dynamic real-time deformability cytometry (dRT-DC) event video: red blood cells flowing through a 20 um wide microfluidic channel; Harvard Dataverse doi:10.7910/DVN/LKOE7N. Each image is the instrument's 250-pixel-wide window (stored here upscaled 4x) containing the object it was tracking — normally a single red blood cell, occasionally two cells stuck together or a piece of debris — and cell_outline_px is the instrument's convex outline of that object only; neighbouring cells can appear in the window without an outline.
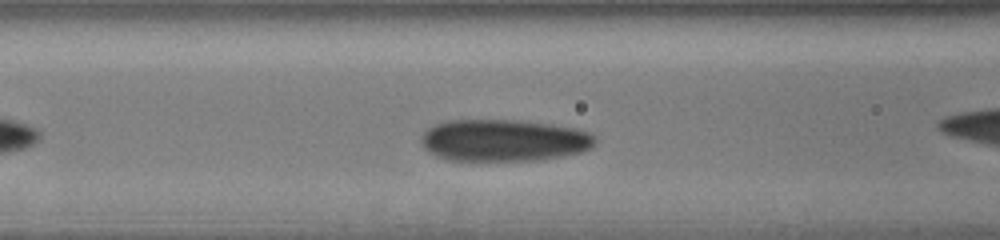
{"species": "human", "species_latin": "Homo sapiens", "temperature_condition": "cold", "stored_images_in_passage": 39, "camera_frame_rate_fps": 3000, "um_per_image_px": 0.085, "donor": {"sex": "male"}, "frame": {"image": 1, "passage_image": 17, "time_ms": 5.333, "image_size_px": [1000, 240], "cell_outline_px": [[596, 144], [592, 148], [584, 152], [564, 156], [540, 160], [448, 160], [436, 156], [428, 152], [424, 148], [420, 140], [420, 136], [432, 124], [444, 120], [520, 120], [552, 124], [576, 128], [588, 132], [596, 136]], "centroid_in_image_um": [42.83, 11.92], "position_along_channel_um": 123.8, "area_um2": 43.18}}
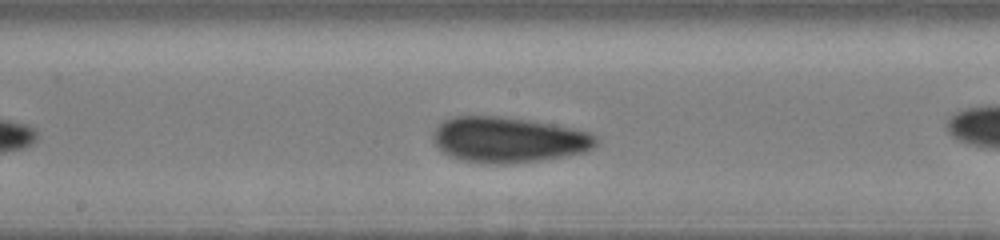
{"frame": {"image": 2, "passage_image": 22, "time_ms": 7.0, "image_size_px": [1000, 240], "cell_outline_px": [[600, 140], [592, 148], [584, 152], [564, 156], [540, 160], [508, 164], [484, 164], [460, 160], [448, 156], [436, 144], [432, 136], [432, 132], [444, 120], [456, 116], [500, 116], [528, 120], [552, 124], [592, 132]], "centroid_in_image_um": [43.22, 11.88], "position_along_channel_um": 205.0, "area_um2": 43.47}}
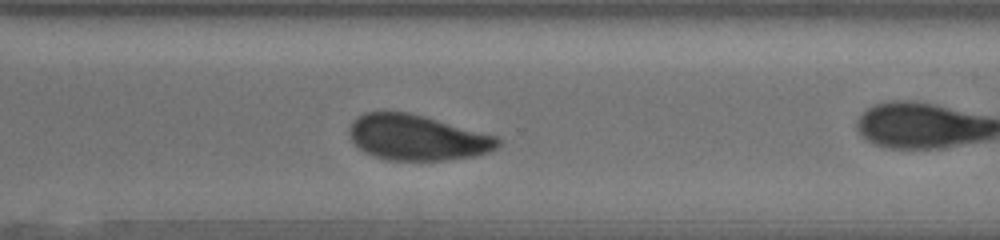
{"frame": {"image": 3, "passage_image": 30, "time_ms": 9.667, "image_size_px": [1000, 240], "cell_outline_px": [[500, 144], [496, 148], [488, 152], [472, 156], [444, 160], [388, 160], [364, 152], [348, 136], [348, 128], [352, 120], [364, 112], [408, 112], [424, 116], [500, 136]], "centroid_in_image_um": [35.46, 11.68], "position_along_channel_um": 335.1, "area_um2": 39.48}}